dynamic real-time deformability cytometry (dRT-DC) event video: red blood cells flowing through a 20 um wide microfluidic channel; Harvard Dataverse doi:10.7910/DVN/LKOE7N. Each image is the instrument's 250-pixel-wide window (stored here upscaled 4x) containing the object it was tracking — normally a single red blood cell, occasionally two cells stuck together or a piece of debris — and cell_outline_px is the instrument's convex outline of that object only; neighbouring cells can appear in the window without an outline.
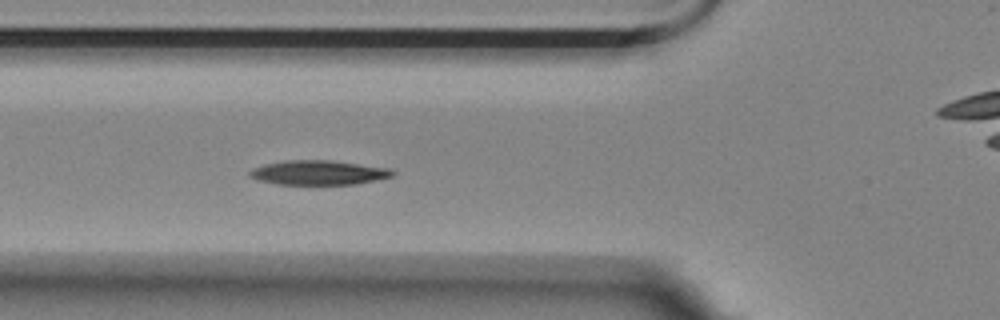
{"species": "Egyptian fruit bat (a non-hibernating species)", "species_latin": "Rousettus aegyptiacus", "temperature_condition": "room temperature", "stored_images_in_passage": 39, "camera_frame_rate_fps": 3000, "um_per_image_px": 0.085, "animal": {"sex": "female"}, "frame": {"image": 1, "passage_image": 12, "time_ms": 3.667, "image_size_px": [1000, 320], "cell_outline_px": [[396, 172], [392, 176], [356, 184], [276, 184], [260, 180], [248, 176], [248, 172], [252, 168], [264, 164], [284, 160], [328, 160], [388, 168]], "centroid_in_image_um": [27.02, 14.67], "position_along_channel_um": 98.8, "area_um2": 20.17}}
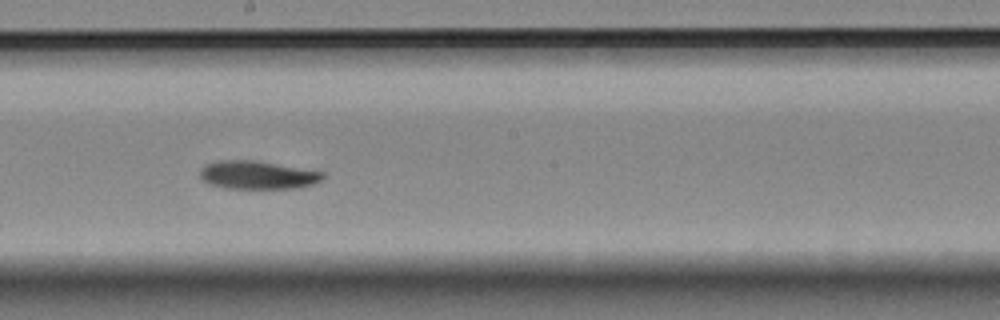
{"frame": {"image": 2, "passage_image": 23, "time_ms": 7.333, "image_size_px": [1000, 320], "cell_outline_px": [[324, 176], [320, 180], [312, 184], [296, 188], [224, 188], [212, 184], [204, 180], [200, 176], [200, 168], [216, 160], [256, 160], [324, 172]], "centroid_in_image_um": [21.88, 14.86], "position_along_channel_um": 226.3, "area_um2": 20.0}}
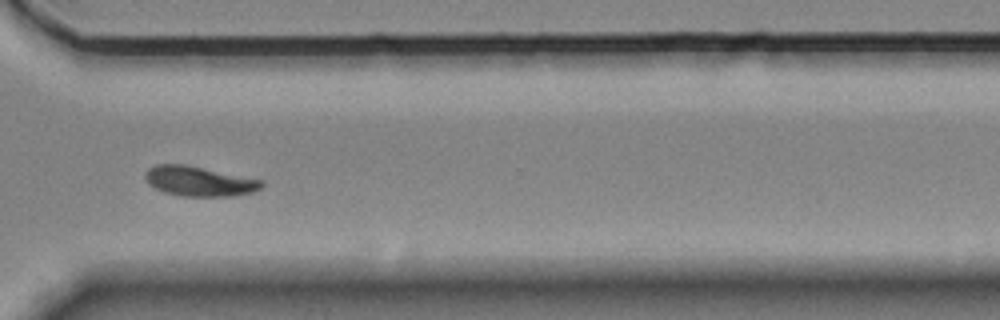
{"frame": {"image": 3, "passage_image": 34, "time_ms": 11.0, "image_size_px": [1000, 320], "cell_outline_px": [[264, 184], [260, 188], [252, 192], [232, 196], [180, 196], [164, 192], [148, 184], [144, 176], [144, 172], [148, 168], [156, 164], [184, 164], [264, 180]], "centroid_in_image_um": [16.9, 15.4], "position_along_channel_um": 353.7, "area_um2": 20.29}, "authors_computed_cell_mechanics": {"area_um2": 20.1722, "velocity_mm_per_s": 3.4695, "shape_relaxation_time_tau1_ms": 4.2927, "shape_relaxation_time_tau2_ms": 7.9176, "deformation_change_tau1": 0.1425, "deformation_change_tau2": 0.0909}}